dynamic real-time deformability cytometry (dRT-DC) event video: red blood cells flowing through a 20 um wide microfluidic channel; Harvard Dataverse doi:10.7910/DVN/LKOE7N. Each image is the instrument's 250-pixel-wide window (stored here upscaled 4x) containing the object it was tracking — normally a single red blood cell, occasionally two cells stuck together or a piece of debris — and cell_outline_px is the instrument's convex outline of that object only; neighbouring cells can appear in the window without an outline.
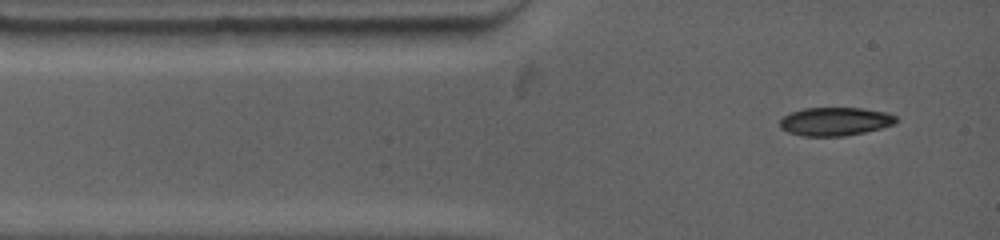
{"species": "common noctule bat (a hibernating species)", "species_latin": "Nyctalus noctula", "temperature_condition": "warm", "stored_images_in_passage": 5, "segment_of_instrument_passage": [1, 2], "camera_frame_rate_fps": 4500, "um_per_image_px": 0.085, "animal": {"sex": "female", "body_mass_g": 19.0, "forearm_length_mm": 53.3}, "frame": {"image": 1, "passage_image": 1, "time_ms": 0.0, "image_size_px": [1000, 240], "cell_outline_px": [[896, 120], [892, 124], [880, 128], [864, 132], [844, 136], [800, 136], [788, 132], [780, 128], [780, 120], [784, 116], [792, 112], [804, 108], [860, 108], [888, 112], [896, 116]], "centroid_in_image_um": [70.95, 10.32], "position_along_channel_um": 14.0, "area_um2": 19.13}}
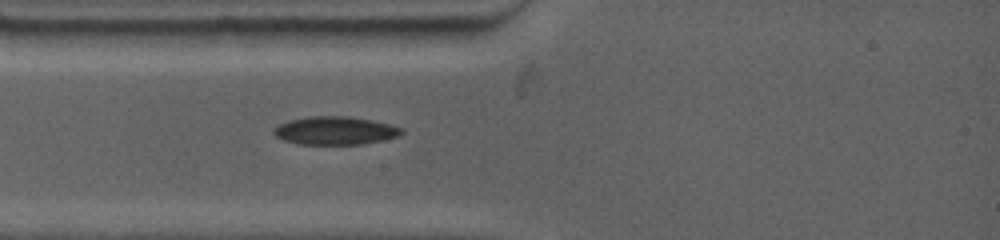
{"frame": {"image": 2, "passage_image": 4, "time_ms": 1.778, "image_size_px": [1000, 240], "cell_outline_px": [[404, 132], [400, 136], [364, 144], [300, 144], [284, 140], [276, 136], [272, 132], [280, 124], [288, 120], [308, 116], [348, 116], [372, 120], [404, 128]], "centroid_in_image_um": [28.52, 11.1], "position_along_channel_um": 56.5, "area_um2": 20.98}}